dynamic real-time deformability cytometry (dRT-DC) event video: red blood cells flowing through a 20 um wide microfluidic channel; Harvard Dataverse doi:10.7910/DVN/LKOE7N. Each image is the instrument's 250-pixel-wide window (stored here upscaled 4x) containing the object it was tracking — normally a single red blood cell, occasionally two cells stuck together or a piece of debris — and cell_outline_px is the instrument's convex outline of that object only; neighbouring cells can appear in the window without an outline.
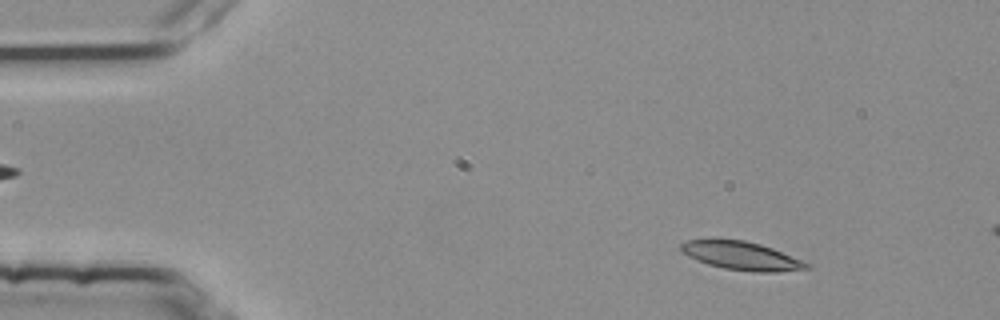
{"species": "common noctule bat (a hibernating species)", "species_latin": "Nyctalus noctula", "temperature_condition": "room temperature", "stored_images_in_passage": 14, "camera_frame_rate_fps": 3000, "um_per_image_px": 0.085, "animal": {"sex": "female", "body_mass_g": 25.1}, "frame": {"image": 1, "passage_image": 7, "time_ms": 2.0, "image_size_px": [1000, 320], "cell_outline_px": [[808, 268], [776, 272], [756, 272], [724, 268], [708, 264], [696, 260], [680, 252], [680, 244], [684, 240], [744, 240], [760, 244], [772, 248], [800, 260], [808, 264]], "centroid_in_image_um": [62.95, 21.74], "position_along_channel_um": 22.1, "area_um2": 20.35}}